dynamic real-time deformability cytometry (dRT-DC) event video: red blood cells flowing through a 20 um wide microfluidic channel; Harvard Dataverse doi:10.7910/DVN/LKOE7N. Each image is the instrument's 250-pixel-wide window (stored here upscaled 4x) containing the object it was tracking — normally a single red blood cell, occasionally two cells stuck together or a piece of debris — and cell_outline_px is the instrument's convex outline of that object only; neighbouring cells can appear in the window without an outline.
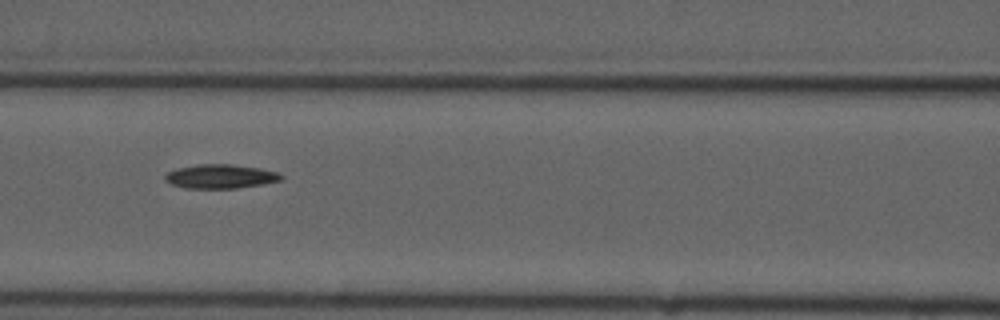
{"species": "common noctule bat (a hibernating species)", "species_latin": "Nyctalus noctula", "temperature_condition": "cold", "stored_images_in_passage": 11, "camera_frame_rate_fps": 3000, "um_per_image_px": 0.085, "animal": {"sex": "male", "forearm_length_mm": 52.5}, "frame": {"image": 1, "passage_image": 5, "time_ms": 4.667, "image_size_px": [1000, 320], "cell_outline_px": [[284, 176], [280, 180], [264, 184], [236, 188], [184, 188], [172, 184], [164, 180], [164, 176], [168, 172], [176, 168], [200, 164], [232, 164], [260, 168], [276, 172]], "centroid_in_image_um": [18.72, 14.99], "position_along_channel_um": 147.9, "area_um2": 16.24}}
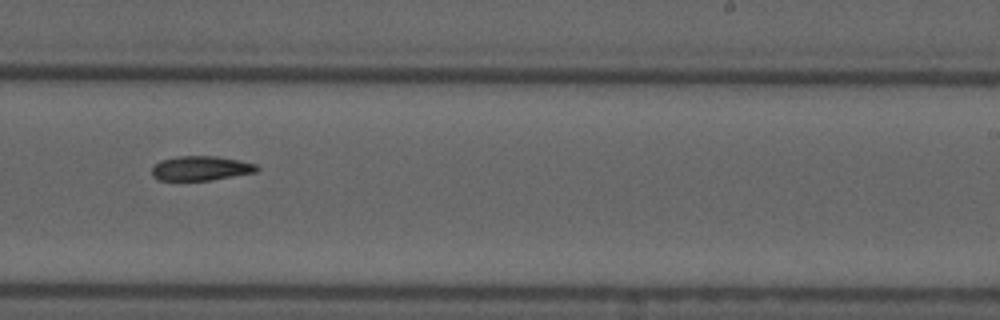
{"frame": {"image": 2, "passage_image": 8, "time_ms": 8.0, "image_size_px": [1000, 320], "cell_outline_px": [[260, 168], [256, 172], [212, 180], [156, 180], [152, 176], [152, 168], [160, 160], [176, 156], [216, 156], [240, 160], [256, 164]], "centroid_in_image_um": [17.07, 14.3], "position_along_channel_um": 271.9, "area_um2": 15.09}}
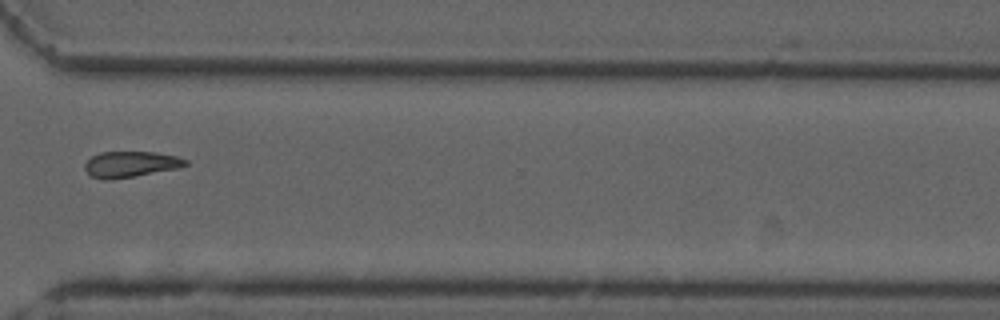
{"frame": {"image": 3, "passage_image": 10, "time_ms": 10.333, "image_size_px": [1000, 320], "cell_outline_px": [[188, 164], [180, 168], [132, 176], [104, 180], [92, 176], [84, 168], [84, 164], [92, 156], [100, 152], [152, 152], [176, 156], [188, 160]], "centroid_in_image_um": [11.11, 13.95], "position_along_channel_um": 359.5, "area_um2": 14.97}}